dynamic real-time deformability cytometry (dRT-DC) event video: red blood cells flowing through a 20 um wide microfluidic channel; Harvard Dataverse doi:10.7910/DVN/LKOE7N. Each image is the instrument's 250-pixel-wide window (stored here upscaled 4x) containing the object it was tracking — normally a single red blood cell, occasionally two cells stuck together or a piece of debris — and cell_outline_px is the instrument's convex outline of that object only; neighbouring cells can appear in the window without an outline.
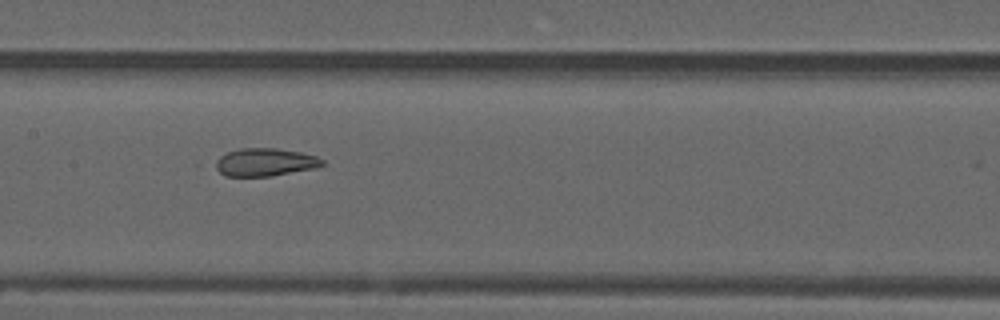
{"species": "common noctule bat (a hibernating species)", "species_latin": "Nyctalus noctula", "temperature_condition": "warm", "stored_images_in_passage": 22, "camera_frame_rate_fps": 3000, "um_per_image_px": 0.085, "animal": {"sex": "male", "forearm_length_mm": 52.5}, "frame": {"image": 1, "passage_image": 18, "time_ms": 5.667, "image_size_px": [1000, 320], "cell_outline_px": [[324, 164], [316, 168], [272, 176], [224, 176], [208, 164], [220, 156], [228, 152], [240, 148], [276, 148], [300, 152], [316, 156], [324, 160]], "centroid_in_image_um": [22.44, 13.79], "position_along_channel_um": 185.0, "area_um2": 17.74}}
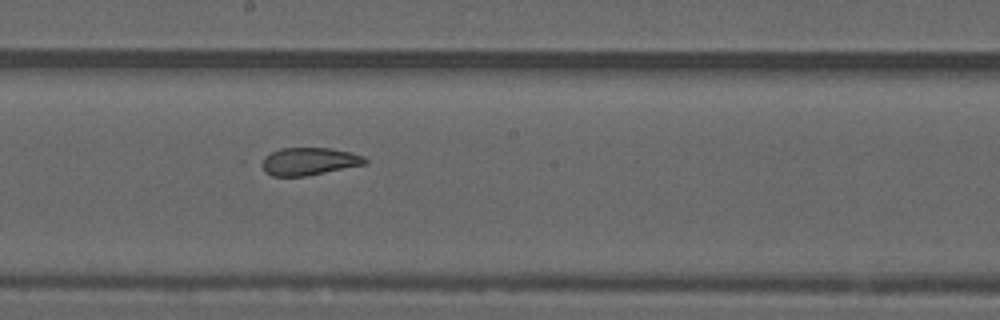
{"frame": {"image": 2, "passage_image": 21, "time_ms": 6.667, "image_size_px": [1000, 320], "cell_outline_px": [[368, 164], [308, 176], [272, 176], [264, 172], [256, 164], [256, 160], [280, 148], [328, 148], [352, 152], [364, 156], [368, 160]], "centroid_in_image_um": [26.2, 13.73], "position_along_channel_um": 222.0, "area_um2": 17.28}}